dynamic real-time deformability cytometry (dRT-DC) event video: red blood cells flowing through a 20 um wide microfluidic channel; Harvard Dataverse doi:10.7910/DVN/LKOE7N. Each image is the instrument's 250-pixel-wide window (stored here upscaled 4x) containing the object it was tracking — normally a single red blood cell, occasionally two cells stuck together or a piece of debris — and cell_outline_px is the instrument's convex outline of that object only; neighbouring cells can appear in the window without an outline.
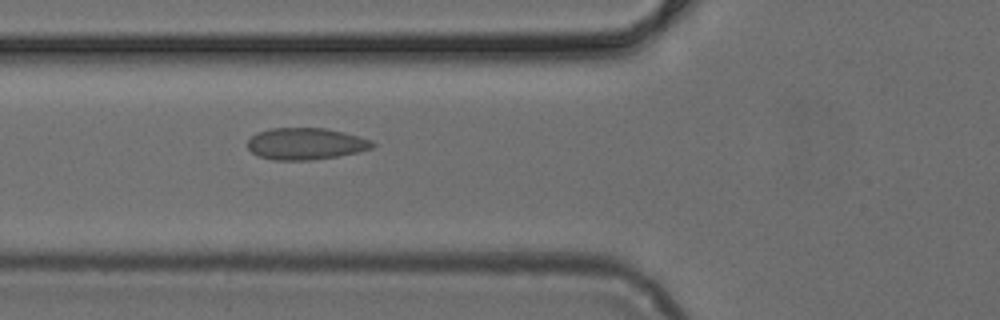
{"species": "common noctule bat (a hibernating species)", "species_latin": "Nyctalus noctula", "temperature_condition": "cold", "stored_images_in_passage": 6, "camera_frame_rate_fps": 3000, "um_per_image_px": 0.085, "animal": {"sex": "female", "body_mass_g": 24.6, "forearm_length_mm": 56.2}, "frame": {"image": 1, "passage_image": 6, "time_ms": 1.667, "image_size_px": [1000, 320], "cell_outline_px": [[376, 144], [372, 148], [356, 152], [336, 156], [312, 160], [272, 160], [260, 156], [252, 152], [248, 148], [248, 140], [256, 132], [268, 128], [324, 128], [344, 132], [360, 136], [372, 140]], "centroid_in_image_um": [25.98, 12.21], "position_along_channel_um": 99.8, "area_um2": 23.12}}